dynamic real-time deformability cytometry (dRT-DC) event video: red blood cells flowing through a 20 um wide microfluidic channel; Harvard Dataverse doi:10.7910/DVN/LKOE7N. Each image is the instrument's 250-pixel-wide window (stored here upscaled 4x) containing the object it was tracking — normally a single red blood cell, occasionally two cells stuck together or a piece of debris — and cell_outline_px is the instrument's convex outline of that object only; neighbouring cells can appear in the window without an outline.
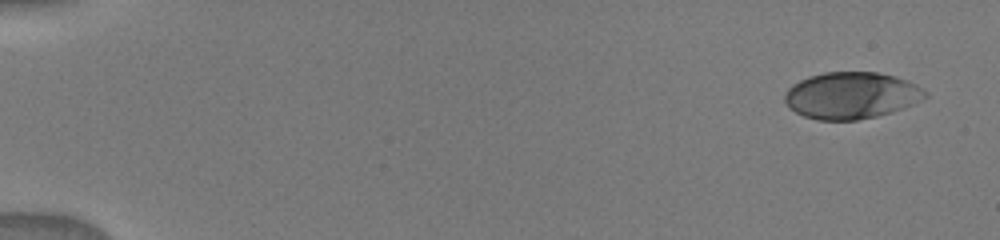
{"species": "human", "species_latin": "Homo sapiens", "temperature_condition": "warm", "stored_images_in_passage": 53, "camera_frame_rate_fps": 3000, "um_per_image_px": 0.085, "donor": {"sex": "male"}, "frame": {"image": 1, "passage_image": 1, "time_ms": 0.0, "image_size_px": [1000, 240], "cell_outline_px": [[928, 96], [904, 108], [876, 116], [856, 120], [816, 120], [804, 116], [796, 112], [784, 100], [784, 96], [788, 88], [792, 84], [808, 76], [824, 72], [876, 72], [892, 76], [904, 80], [928, 92]], "centroid_in_image_um": [72.32, 8.11], "position_along_channel_um": 12.7, "area_um2": 37.86}}
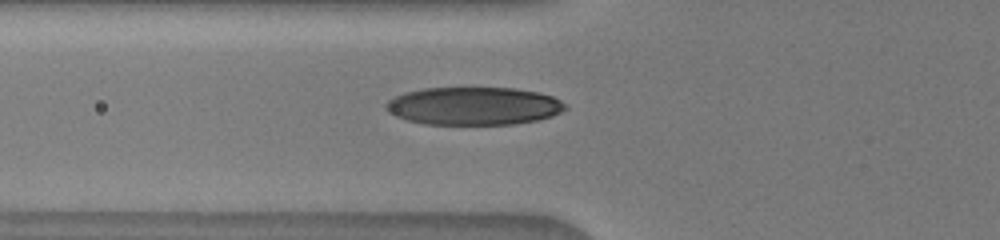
{"frame": {"image": 2, "passage_image": 26, "time_ms": 5.667, "image_size_px": [1000, 240], "cell_outline_px": [[568, 104], [560, 112], [552, 116], [536, 120], [512, 124], [424, 124], [408, 120], [396, 116], [388, 112], [384, 108], [384, 104], [388, 100], [404, 92], [424, 88], [516, 88], [540, 92], [552, 96]], "centroid_in_image_um": [40.25, 9.0], "position_along_channel_um": 85.6, "area_um2": 39.71}}
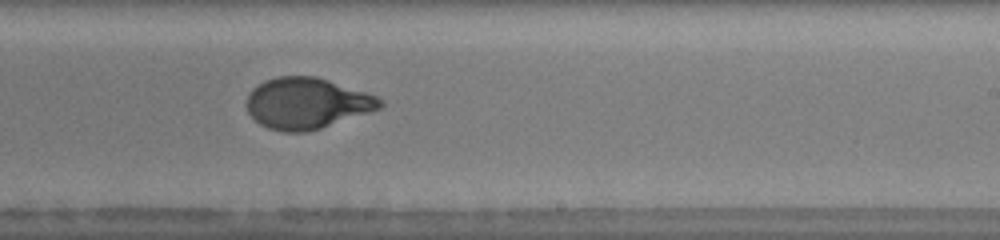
{"frame": {"image": 3, "passage_image": 39, "time_ms": 10.0, "image_size_px": [1000, 240], "cell_outline_px": [[384, 104], [380, 108], [320, 128], [304, 132], [284, 132], [268, 128], [260, 124], [248, 112], [248, 92], [252, 88], [264, 80], [276, 76], [316, 76], [376, 96], [384, 100]], "centroid_in_image_um": [26.05, 8.77], "position_along_channel_um": 262.9, "area_um2": 39.3}}